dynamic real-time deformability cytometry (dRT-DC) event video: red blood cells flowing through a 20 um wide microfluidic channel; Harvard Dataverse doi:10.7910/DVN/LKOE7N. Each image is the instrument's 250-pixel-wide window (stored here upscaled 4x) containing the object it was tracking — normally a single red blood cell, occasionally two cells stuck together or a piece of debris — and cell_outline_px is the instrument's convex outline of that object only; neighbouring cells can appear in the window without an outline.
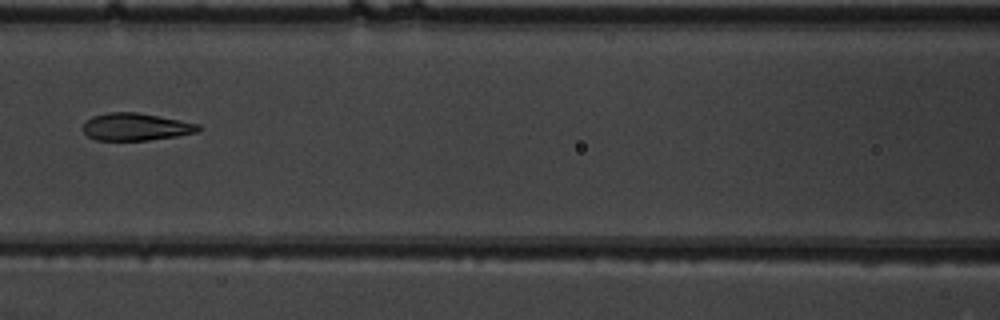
{"species": "common noctule bat (a hibernating species)", "species_latin": "Nyctalus noctula", "temperature_condition": "warm", "stored_images_in_passage": 3, "camera_frame_rate_fps": 3000, "um_per_image_px": 0.085, "animal": {"sex": "male", "body_mass_g": 19.5, "forearm_length_mm": 54.6}, "frame": {"image": 1, "passage_image": 3, "time_ms": 0.667, "image_size_px": [1000, 320], "cell_outline_px": [[200, 128], [196, 132], [176, 136], [148, 140], [96, 140], [88, 136], [84, 132], [84, 120], [92, 116], [108, 112], [136, 112], [180, 120], [200, 124]], "centroid_in_image_um": [11.51, 10.77], "position_along_channel_um": 155.1, "area_um2": 18.32}}